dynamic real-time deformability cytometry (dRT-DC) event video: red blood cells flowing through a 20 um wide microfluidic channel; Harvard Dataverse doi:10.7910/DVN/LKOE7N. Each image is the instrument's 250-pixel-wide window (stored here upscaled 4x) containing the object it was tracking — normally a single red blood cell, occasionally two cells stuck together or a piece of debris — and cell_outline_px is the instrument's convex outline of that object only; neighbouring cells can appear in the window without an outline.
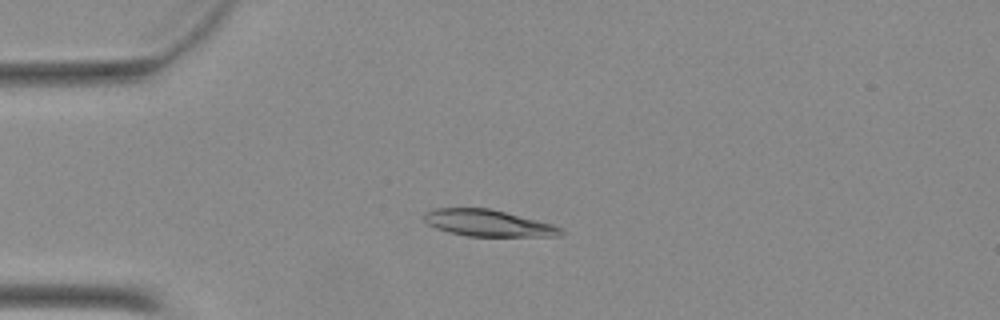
{"species": "Egyptian fruit bat (a non-hibernating species)", "species_latin": "Rousettus aegyptiacus", "temperature_condition": "warm", "stored_images_in_passage": 15, "camera_frame_rate_fps": 3000, "um_per_image_px": 0.085, "animal": {"sex": "female"}, "frame": {"image": 1, "passage_image": 13, "time_ms": 4.0, "image_size_px": [1000, 320], "cell_outline_px": [[564, 232], [560, 236], [468, 236], [448, 232], [436, 228], [428, 224], [424, 220], [424, 212], [432, 208], [488, 208], [552, 224], [560, 228]], "centroid_in_image_um": [41.43, 18.96], "position_along_channel_um": 43.6, "area_um2": 20.98}}